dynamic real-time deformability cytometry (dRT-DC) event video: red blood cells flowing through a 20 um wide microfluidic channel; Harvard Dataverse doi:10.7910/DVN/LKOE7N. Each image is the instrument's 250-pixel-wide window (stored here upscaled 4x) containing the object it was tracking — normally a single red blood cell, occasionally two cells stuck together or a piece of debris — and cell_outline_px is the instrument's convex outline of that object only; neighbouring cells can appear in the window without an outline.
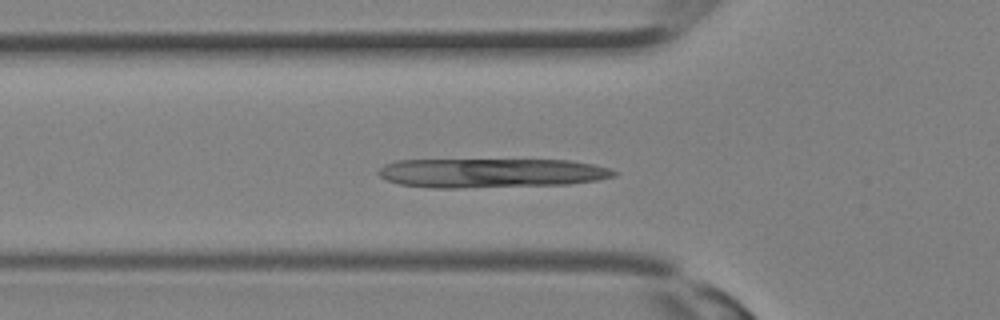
{"species": "Egyptian fruit bat (a non-hibernating species)", "species_latin": "Rousettus aegyptiacus", "temperature_condition": "room temperature", "stored_images_in_passage": 27, "camera_frame_rate_fps": 3000, "um_per_image_px": 0.085, "animal": {"sex": "female"}, "frame": {"image": 1, "passage_image": 10, "time_ms": 3.0, "image_size_px": [1000, 320], "cell_outline_px": [[616, 176], [596, 180], [568, 184], [456, 188], [432, 188], [400, 184], [388, 180], [380, 176], [376, 172], [384, 164], [396, 160], [572, 160], [592, 164], [608, 168], [616, 172]], "centroid_in_image_um": [41.72, 14.7], "position_along_channel_um": 84.1, "area_um2": 40.11}}
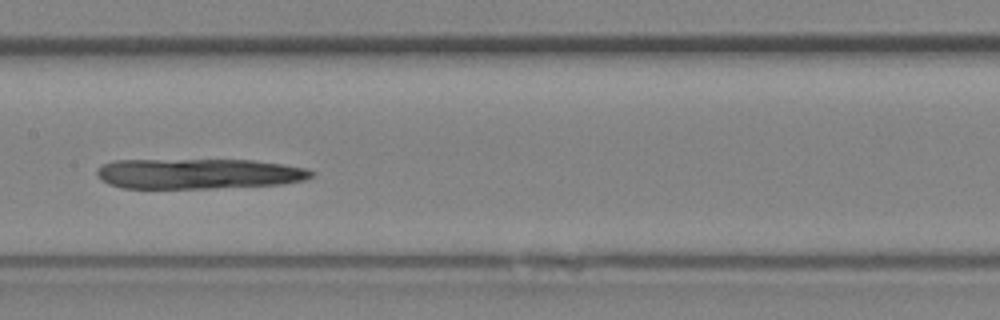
{"frame": {"image": 2, "passage_image": 15, "time_ms": 4.667, "image_size_px": [1000, 320], "cell_outline_px": [[316, 172], [312, 176], [304, 180], [280, 184], [212, 188], [124, 188], [108, 184], [100, 180], [96, 172], [96, 168], [100, 164], [112, 160], [252, 160], [284, 164], [308, 168]], "centroid_in_image_um": [16.84, 14.76], "position_along_channel_um": 190.6, "area_um2": 38.15}}
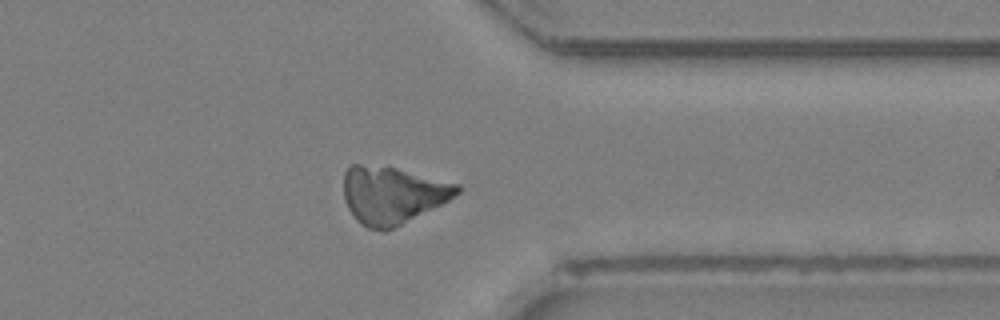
{"frame": {"image": 3, "passage_image": 24, "time_ms": 7.667, "image_size_px": [1000, 320], "cell_outline_px": [[460, 192], [456, 196], [384, 232], [368, 228], [360, 224], [356, 220], [348, 208], [344, 200], [344, 172], [352, 164], [360, 164], [396, 168], [460, 184]], "centroid_in_image_um": [33.32, 16.57], "position_along_channel_um": 378.1, "area_um2": 37.51}}